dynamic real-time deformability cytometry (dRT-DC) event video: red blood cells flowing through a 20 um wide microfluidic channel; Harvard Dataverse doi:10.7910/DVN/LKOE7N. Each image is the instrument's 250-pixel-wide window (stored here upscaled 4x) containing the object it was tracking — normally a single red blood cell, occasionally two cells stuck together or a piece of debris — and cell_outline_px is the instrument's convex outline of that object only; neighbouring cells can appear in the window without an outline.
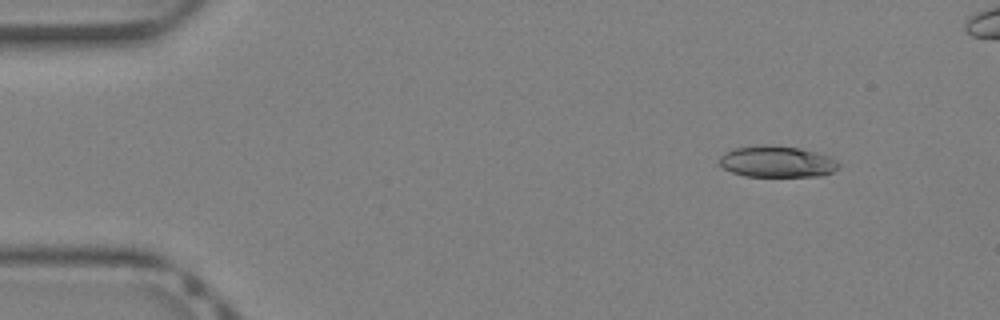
{"species": "Egyptian fruit bat (a non-hibernating species)", "species_latin": "Rousettus aegyptiacus", "temperature_condition": "warm", "stored_images_in_passage": 35, "camera_frame_rate_fps": 3000, "um_per_image_px": 0.085, "animal": {"sex": "female"}, "frame": {"image": 1, "passage_image": 1, "time_ms": 0.0, "image_size_px": [1000, 320], "cell_outline_px": [[840, 168], [832, 172], [820, 176], [744, 176], [732, 172], [724, 168], [720, 164], [720, 156], [724, 152], [736, 148], [768, 144], [772, 144], [796, 148], [828, 156], [836, 160], [840, 164]], "centroid_in_image_um": [66.04, 13.75], "position_along_channel_um": 19.0, "area_um2": 21.62}}
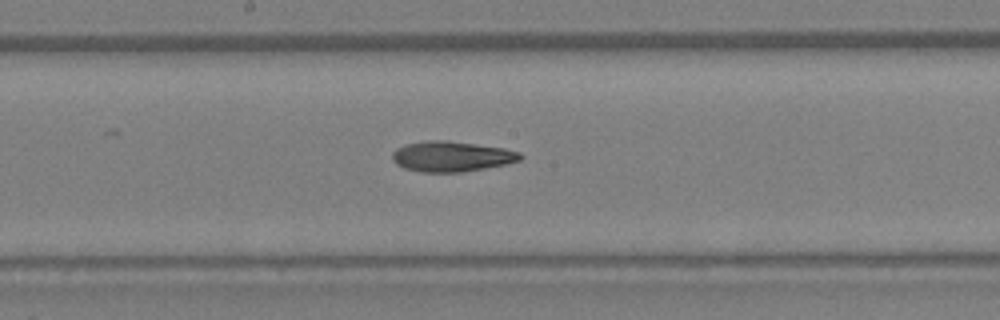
{"frame": {"image": 2, "passage_image": 18, "time_ms": 5.667, "image_size_px": [1000, 320], "cell_outline_px": [[524, 156], [520, 160], [504, 164], [484, 168], [460, 172], [420, 172], [404, 168], [396, 164], [392, 160], [392, 152], [396, 148], [404, 144], [428, 140], [444, 140], [504, 148], [520, 152]], "centroid_in_image_um": [38.34, 13.29], "position_along_channel_um": 209.9, "area_um2": 22.6}}
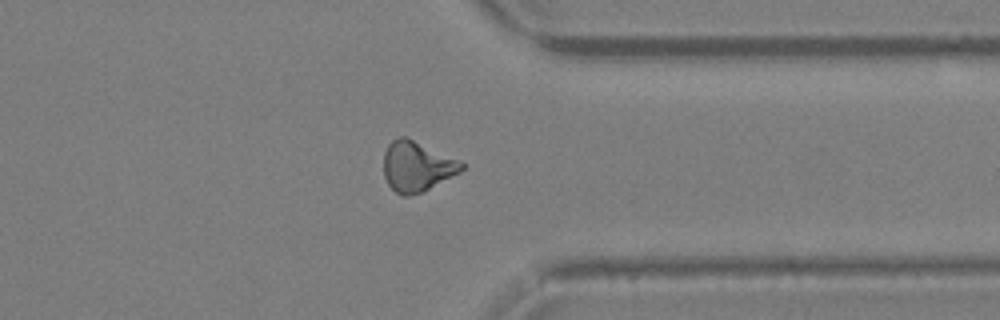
{"frame": {"image": 3, "passage_image": 28, "time_ms": 9.0, "image_size_px": [1000, 320], "cell_outline_px": [[464, 168], [460, 172], [424, 192], [412, 196], [404, 196], [396, 192], [388, 184], [384, 176], [384, 152], [388, 144], [392, 140], [400, 136], [404, 136], [456, 160], [464, 164]], "centroid_in_image_um": [35.39, 14.18], "position_along_channel_um": 376.0, "area_um2": 22.43}}